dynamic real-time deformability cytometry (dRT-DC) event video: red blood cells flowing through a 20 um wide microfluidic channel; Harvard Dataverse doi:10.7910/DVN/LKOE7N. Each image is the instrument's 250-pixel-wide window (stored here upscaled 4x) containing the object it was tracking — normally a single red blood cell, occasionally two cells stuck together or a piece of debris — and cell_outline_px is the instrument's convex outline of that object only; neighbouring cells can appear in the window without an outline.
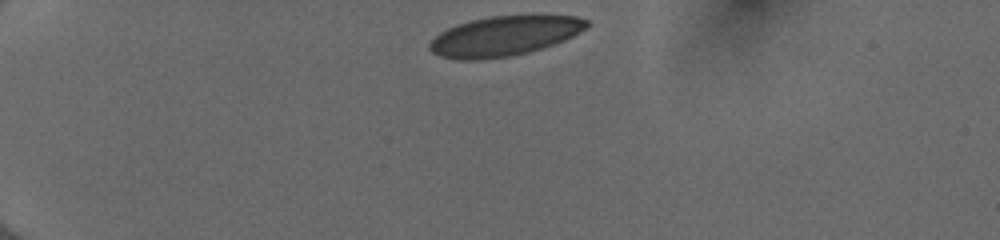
{"species": "human", "species_latin": "Homo sapiens", "temperature_condition": "cold", "stored_images_in_passage": 37, "camera_frame_rate_fps": 3000, "um_per_image_px": 0.085, "donor": {"sex": "female"}, "frame": {"image": 1, "passage_image": 1, "time_ms": 0.0, "image_size_px": [1000, 240], "cell_outline_px": [[588, 24], [584, 28], [572, 36], [564, 40], [528, 52], [508, 56], [480, 60], [460, 60], [440, 56], [432, 52], [428, 48], [428, 44], [440, 32], [456, 24], [472, 20], [492, 16], [576, 16], [588, 20]], "centroid_in_image_um": [42.8, 3.07], "position_along_channel_um": 42.2, "area_um2": 35.89}}
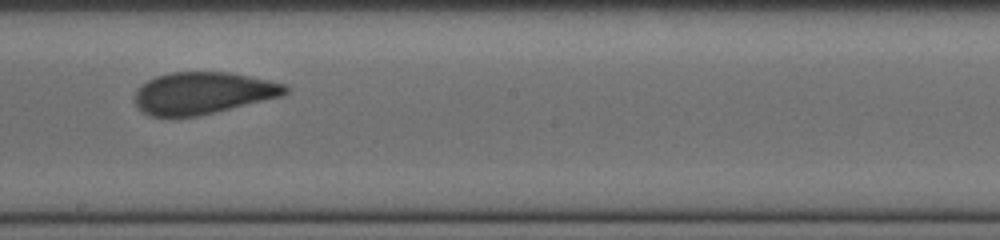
{"frame": {"image": 2, "passage_image": 20, "time_ms": 6.333, "image_size_px": [1000, 240], "cell_outline_px": [[292, 88], [284, 96], [200, 116], [152, 116], [144, 112], [136, 104], [136, 88], [140, 84], [156, 76], [168, 72], [228, 72], [288, 84]], "centroid_in_image_um": [17.31, 7.9], "position_along_channel_um": 230.9, "area_um2": 37.05}}
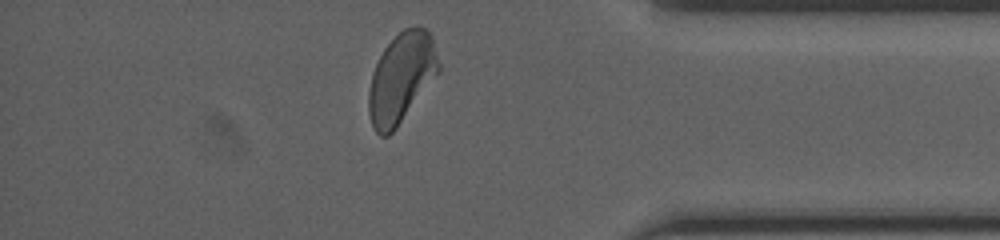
{"frame": {"image": 3, "passage_image": 34, "time_ms": 11.0, "image_size_px": [1000, 240], "cell_outline_px": [[440, 72], [396, 128], [388, 136], [380, 136], [376, 132], [372, 124], [368, 112], [368, 92], [372, 72], [384, 48], [404, 28], [424, 28], [432, 36], [440, 64]], "centroid_in_image_um": [34.11, 6.64], "position_along_channel_um": 401.1, "area_um2": 36.41}, "authors_computed_cell_mechanics": {"area_um2": 37.4544, "velocity_mm_per_s": 3.9837, "shape_relaxation_time_tau1_ms": 11.3889, "shape_relaxation_time_tau2_ms": 0.8283, "deformation_change_tau1": 0.2386, "deformation_change_tau2": 0.0519}}